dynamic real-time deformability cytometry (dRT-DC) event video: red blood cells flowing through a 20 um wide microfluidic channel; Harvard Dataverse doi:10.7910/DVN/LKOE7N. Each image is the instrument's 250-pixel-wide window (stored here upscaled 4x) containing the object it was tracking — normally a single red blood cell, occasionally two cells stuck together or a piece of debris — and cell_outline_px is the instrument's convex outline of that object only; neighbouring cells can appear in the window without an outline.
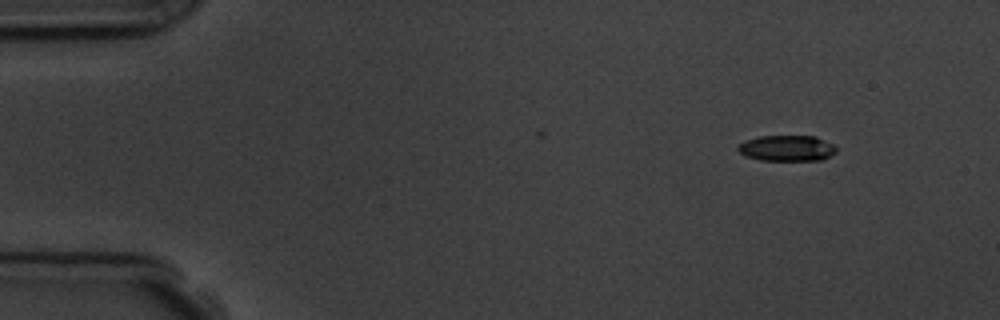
{"species": "common noctule bat (a hibernating species)", "species_latin": "Nyctalus noctula", "temperature_condition": "room temperature", "stored_images_in_passage": 5, "camera_frame_rate_fps": 3000, "um_per_image_px": 0.085, "animal": {"sex": "male", "body_mass_g": 19.5, "forearm_length_mm": 54.6}, "frame": {"image": 1, "passage_image": 1, "time_ms": 0.0, "image_size_px": [1000, 320], "cell_outline_px": [[836, 152], [820, 160], [760, 160], [744, 156], [736, 148], [744, 140], [760, 136], [816, 136], [832, 144], [836, 148]], "centroid_in_image_um": [66.85, 12.59], "position_along_channel_um": 18.2, "area_um2": 14.74}}
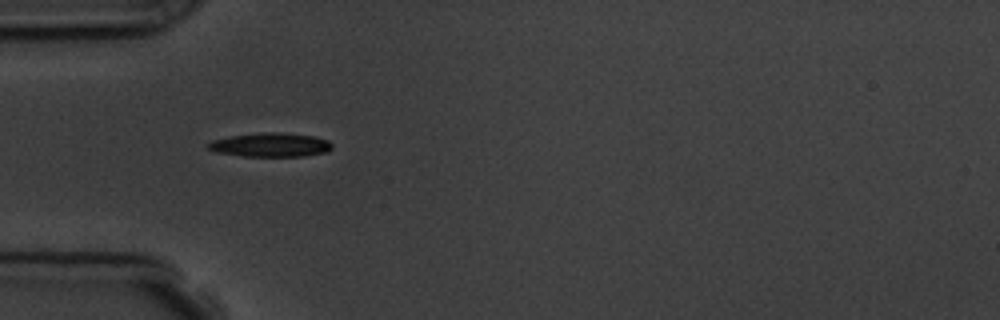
{"frame": {"image": 2, "passage_image": 4, "time_ms": 3.667, "image_size_px": [1000, 320], "cell_outline_px": [[332, 148], [328, 152], [304, 156], [240, 156], [216, 152], [208, 148], [204, 144], [212, 140], [232, 136], [264, 132], [276, 132], [316, 136], [328, 140], [332, 144]], "centroid_in_image_um": [23.0, 12.32], "position_along_channel_um": 62.0, "area_um2": 17.4}}